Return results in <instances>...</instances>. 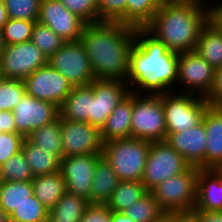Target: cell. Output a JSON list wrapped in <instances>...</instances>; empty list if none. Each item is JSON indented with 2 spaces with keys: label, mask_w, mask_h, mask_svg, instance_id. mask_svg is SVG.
Listing matches in <instances>:
<instances>
[{
  "label": "cell",
  "mask_w": 222,
  "mask_h": 222,
  "mask_svg": "<svg viewBox=\"0 0 222 222\" xmlns=\"http://www.w3.org/2000/svg\"><path fill=\"white\" fill-rule=\"evenodd\" d=\"M37 21L48 26L65 42L79 41L86 26L58 0H41Z\"/></svg>",
  "instance_id": "ac0fdd59"
},
{
  "label": "cell",
  "mask_w": 222,
  "mask_h": 222,
  "mask_svg": "<svg viewBox=\"0 0 222 222\" xmlns=\"http://www.w3.org/2000/svg\"><path fill=\"white\" fill-rule=\"evenodd\" d=\"M210 3V20L222 32V2L218 5Z\"/></svg>",
  "instance_id": "f6af8a7d"
},
{
  "label": "cell",
  "mask_w": 222,
  "mask_h": 222,
  "mask_svg": "<svg viewBox=\"0 0 222 222\" xmlns=\"http://www.w3.org/2000/svg\"><path fill=\"white\" fill-rule=\"evenodd\" d=\"M63 158L78 155L102 154L103 141L99 127L88 122L62 119Z\"/></svg>",
  "instance_id": "4fadbf2b"
},
{
  "label": "cell",
  "mask_w": 222,
  "mask_h": 222,
  "mask_svg": "<svg viewBox=\"0 0 222 222\" xmlns=\"http://www.w3.org/2000/svg\"><path fill=\"white\" fill-rule=\"evenodd\" d=\"M86 24L98 23V0H58Z\"/></svg>",
  "instance_id": "f35d334b"
},
{
  "label": "cell",
  "mask_w": 222,
  "mask_h": 222,
  "mask_svg": "<svg viewBox=\"0 0 222 222\" xmlns=\"http://www.w3.org/2000/svg\"><path fill=\"white\" fill-rule=\"evenodd\" d=\"M207 4L196 0H166L145 28L170 51L193 52L201 30L210 20Z\"/></svg>",
  "instance_id": "3957f363"
},
{
  "label": "cell",
  "mask_w": 222,
  "mask_h": 222,
  "mask_svg": "<svg viewBox=\"0 0 222 222\" xmlns=\"http://www.w3.org/2000/svg\"><path fill=\"white\" fill-rule=\"evenodd\" d=\"M6 42L3 36V31L2 29H0V56L2 55V53L4 52L5 48H6Z\"/></svg>",
  "instance_id": "f907efd6"
},
{
  "label": "cell",
  "mask_w": 222,
  "mask_h": 222,
  "mask_svg": "<svg viewBox=\"0 0 222 222\" xmlns=\"http://www.w3.org/2000/svg\"><path fill=\"white\" fill-rule=\"evenodd\" d=\"M112 222H134L122 211H112Z\"/></svg>",
  "instance_id": "bcb514c9"
},
{
  "label": "cell",
  "mask_w": 222,
  "mask_h": 222,
  "mask_svg": "<svg viewBox=\"0 0 222 222\" xmlns=\"http://www.w3.org/2000/svg\"><path fill=\"white\" fill-rule=\"evenodd\" d=\"M166 137L161 96L132 92L131 138L158 142Z\"/></svg>",
  "instance_id": "8992f818"
},
{
  "label": "cell",
  "mask_w": 222,
  "mask_h": 222,
  "mask_svg": "<svg viewBox=\"0 0 222 222\" xmlns=\"http://www.w3.org/2000/svg\"><path fill=\"white\" fill-rule=\"evenodd\" d=\"M27 138L38 148L63 159L60 116L45 126L33 130Z\"/></svg>",
  "instance_id": "f1b7e54d"
},
{
  "label": "cell",
  "mask_w": 222,
  "mask_h": 222,
  "mask_svg": "<svg viewBox=\"0 0 222 222\" xmlns=\"http://www.w3.org/2000/svg\"><path fill=\"white\" fill-rule=\"evenodd\" d=\"M206 130V169L222 164V107L209 106L203 116Z\"/></svg>",
  "instance_id": "44dd1931"
},
{
  "label": "cell",
  "mask_w": 222,
  "mask_h": 222,
  "mask_svg": "<svg viewBox=\"0 0 222 222\" xmlns=\"http://www.w3.org/2000/svg\"><path fill=\"white\" fill-rule=\"evenodd\" d=\"M8 18L37 21L41 0H3Z\"/></svg>",
  "instance_id": "74e56055"
},
{
  "label": "cell",
  "mask_w": 222,
  "mask_h": 222,
  "mask_svg": "<svg viewBox=\"0 0 222 222\" xmlns=\"http://www.w3.org/2000/svg\"><path fill=\"white\" fill-rule=\"evenodd\" d=\"M47 64V56L32 41L7 45L0 56V73L2 78L25 80Z\"/></svg>",
  "instance_id": "8fae6325"
},
{
  "label": "cell",
  "mask_w": 222,
  "mask_h": 222,
  "mask_svg": "<svg viewBox=\"0 0 222 222\" xmlns=\"http://www.w3.org/2000/svg\"><path fill=\"white\" fill-rule=\"evenodd\" d=\"M34 196L50 210L66 192L65 180L61 172L35 176L32 179Z\"/></svg>",
  "instance_id": "d4e9b609"
},
{
  "label": "cell",
  "mask_w": 222,
  "mask_h": 222,
  "mask_svg": "<svg viewBox=\"0 0 222 222\" xmlns=\"http://www.w3.org/2000/svg\"><path fill=\"white\" fill-rule=\"evenodd\" d=\"M214 170L222 178V164L218 165Z\"/></svg>",
  "instance_id": "f5cc1de1"
},
{
  "label": "cell",
  "mask_w": 222,
  "mask_h": 222,
  "mask_svg": "<svg viewBox=\"0 0 222 222\" xmlns=\"http://www.w3.org/2000/svg\"><path fill=\"white\" fill-rule=\"evenodd\" d=\"M205 99L210 106L222 107V67L215 70L212 88Z\"/></svg>",
  "instance_id": "b9f144b4"
},
{
  "label": "cell",
  "mask_w": 222,
  "mask_h": 222,
  "mask_svg": "<svg viewBox=\"0 0 222 222\" xmlns=\"http://www.w3.org/2000/svg\"><path fill=\"white\" fill-rule=\"evenodd\" d=\"M25 93L24 80L2 78L0 80V111H13Z\"/></svg>",
  "instance_id": "8d00e7d4"
},
{
  "label": "cell",
  "mask_w": 222,
  "mask_h": 222,
  "mask_svg": "<svg viewBox=\"0 0 222 222\" xmlns=\"http://www.w3.org/2000/svg\"><path fill=\"white\" fill-rule=\"evenodd\" d=\"M190 164L165 141L151 142L141 182L148 191L185 172Z\"/></svg>",
  "instance_id": "9c48e42d"
},
{
  "label": "cell",
  "mask_w": 222,
  "mask_h": 222,
  "mask_svg": "<svg viewBox=\"0 0 222 222\" xmlns=\"http://www.w3.org/2000/svg\"><path fill=\"white\" fill-rule=\"evenodd\" d=\"M159 95L162 98L167 136L200 124L210 106L205 97L183 93L181 90Z\"/></svg>",
  "instance_id": "52a82bcc"
},
{
  "label": "cell",
  "mask_w": 222,
  "mask_h": 222,
  "mask_svg": "<svg viewBox=\"0 0 222 222\" xmlns=\"http://www.w3.org/2000/svg\"><path fill=\"white\" fill-rule=\"evenodd\" d=\"M132 92L123 98L102 126L103 143L131 138Z\"/></svg>",
  "instance_id": "7402d4cb"
},
{
  "label": "cell",
  "mask_w": 222,
  "mask_h": 222,
  "mask_svg": "<svg viewBox=\"0 0 222 222\" xmlns=\"http://www.w3.org/2000/svg\"><path fill=\"white\" fill-rule=\"evenodd\" d=\"M120 180L102 158L96 165L91 185V204H107Z\"/></svg>",
  "instance_id": "484cf974"
},
{
  "label": "cell",
  "mask_w": 222,
  "mask_h": 222,
  "mask_svg": "<svg viewBox=\"0 0 222 222\" xmlns=\"http://www.w3.org/2000/svg\"><path fill=\"white\" fill-rule=\"evenodd\" d=\"M159 222H174V215H165Z\"/></svg>",
  "instance_id": "816d5d0a"
},
{
  "label": "cell",
  "mask_w": 222,
  "mask_h": 222,
  "mask_svg": "<svg viewBox=\"0 0 222 222\" xmlns=\"http://www.w3.org/2000/svg\"><path fill=\"white\" fill-rule=\"evenodd\" d=\"M147 192L141 181H120L106 205L111 211H124Z\"/></svg>",
  "instance_id": "4dcf8cb0"
},
{
  "label": "cell",
  "mask_w": 222,
  "mask_h": 222,
  "mask_svg": "<svg viewBox=\"0 0 222 222\" xmlns=\"http://www.w3.org/2000/svg\"><path fill=\"white\" fill-rule=\"evenodd\" d=\"M177 76L178 53L170 51L146 28H136L126 78L129 91L158 95L175 91Z\"/></svg>",
  "instance_id": "6da1fadb"
},
{
  "label": "cell",
  "mask_w": 222,
  "mask_h": 222,
  "mask_svg": "<svg viewBox=\"0 0 222 222\" xmlns=\"http://www.w3.org/2000/svg\"><path fill=\"white\" fill-rule=\"evenodd\" d=\"M3 181L31 182L35 177L22 151L0 166Z\"/></svg>",
  "instance_id": "d6a6232c"
},
{
  "label": "cell",
  "mask_w": 222,
  "mask_h": 222,
  "mask_svg": "<svg viewBox=\"0 0 222 222\" xmlns=\"http://www.w3.org/2000/svg\"><path fill=\"white\" fill-rule=\"evenodd\" d=\"M2 183H3V180H2V177H1V174H0V188H1Z\"/></svg>",
  "instance_id": "db71d44e"
},
{
  "label": "cell",
  "mask_w": 222,
  "mask_h": 222,
  "mask_svg": "<svg viewBox=\"0 0 222 222\" xmlns=\"http://www.w3.org/2000/svg\"><path fill=\"white\" fill-rule=\"evenodd\" d=\"M16 133L25 138L38 128L51 123L60 116L59 107L25 93L13 109Z\"/></svg>",
  "instance_id": "2e32d148"
},
{
  "label": "cell",
  "mask_w": 222,
  "mask_h": 222,
  "mask_svg": "<svg viewBox=\"0 0 222 222\" xmlns=\"http://www.w3.org/2000/svg\"><path fill=\"white\" fill-rule=\"evenodd\" d=\"M0 133H16L13 111H0Z\"/></svg>",
  "instance_id": "ee69618b"
},
{
  "label": "cell",
  "mask_w": 222,
  "mask_h": 222,
  "mask_svg": "<svg viewBox=\"0 0 222 222\" xmlns=\"http://www.w3.org/2000/svg\"><path fill=\"white\" fill-rule=\"evenodd\" d=\"M49 210L34 196L18 206L11 214L14 222H48Z\"/></svg>",
  "instance_id": "836d02e7"
},
{
  "label": "cell",
  "mask_w": 222,
  "mask_h": 222,
  "mask_svg": "<svg viewBox=\"0 0 222 222\" xmlns=\"http://www.w3.org/2000/svg\"><path fill=\"white\" fill-rule=\"evenodd\" d=\"M10 215L0 206V222H9Z\"/></svg>",
  "instance_id": "681fc988"
},
{
  "label": "cell",
  "mask_w": 222,
  "mask_h": 222,
  "mask_svg": "<svg viewBox=\"0 0 222 222\" xmlns=\"http://www.w3.org/2000/svg\"><path fill=\"white\" fill-rule=\"evenodd\" d=\"M102 158V154L64 157L60 162V172L65 180L66 191L87 199L91 204L94 170Z\"/></svg>",
  "instance_id": "9a60e30c"
},
{
  "label": "cell",
  "mask_w": 222,
  "mask_h": 222,
  "mask_svg": "<svg viewBox=\"0 0 222 222\" xmlns=\"http://www.w3.org/2000/svg\"><path fill=\"white\" fill-rule=\"evenodd\" d=\"M174 222H194L188 215H174Z\"/></svg>",
  "instance_id": "c3c4849f"
},
{
  "label": "cell",
  "mask_w": 222,
  "mask_h": 222,
  "mask_svg": "<svg viewBox=\"0 0 222 222\" xmlns=\"http://www.w3.org/2000/svg\"><path fill=\"white\" fill-rule=\"evenodd\" d=\"M24 140L19 133H0V166L22 151Z\"/></svg>",
  "instance_id": "ab89813d"
},
{
  "label": "cell",
  "mask_w": 222,
  "mask_h": 222,
  "mask_svg": "<svg viewBox=\"0 0 222 222\" xmlns=\"http://www.w3.org/2000/svg\"><path fill=\"white\" fill-rule=\"evenodd\" d=\"M166 0H98V23L120 22L145 28Z\"/></svg>",
  "instance_id": "ba28073f"
},
{
  "label": "cell",
  "mask_w": 222,
  "mask_h": 222,
  "mask_svg": "<svg viewBox=\"0 0 222 222\" xmlns=\"http://www.w3.org/2000/svg\"><path fill=\"white\" fill-rule=\"evenodd\" d=\"M36 22L9 18L2 28L6 45L31 41L32 31Z\"/></svg>",
  "instance_id": "d590c367"
},
{
  "label": "cell",
  "mask_w": 222,
  "mask_h": 222,
  "mask_svg": "<svg viewBox=\"0 0 222 222\" xmlns=\"http://www.w3.org/2000/svg\"><path fill=\"white\" fill-rule=\"evenodd\" d=\"M196 1H200V2H203V3H207V2H204V0H196ZM206 1V0H205Z\"/></svg>",
  "instance_id": "11a10c76"
},
{
  "label": "cell",
  "mask_w": 222,
  "mask_h": 222,
  "mask_svg": "<svg viewBox=\"0 0 222 222\" xmlns=\"http://www.w3.org/2000/svg\"><path fill=\"white\" fill-rule=\"evenodd\" d=\"M122 212L134 222H159L167 215L160 208L151 191Z\"/></svg>",
  "instance_id": "1f68e13d"
},
{
  "label": "cell",
  "mask_w": 222,
  "mask_h": 222,
  "mask_svg": "<svg viewBox=\"0 0 222 222\" xmlns=\"http://www.w3.org/2000/svg\"><path fill=\"white\" fill-rule=\"evenodd\" d=\"M22 152L34 176L53 174L60 171L61 160L50 152L38 148L27 137L22 145Z\"/></svg>",
  "instance_id": "83f0119b"
},
{
  "label": "cell",
  "mask_w": 222,
  "mask_h": 222,
  "mask_svg": "<svg viewBox=\"0 0 222 222\" xmlns=\"http://www.w3.org/2000/svg\"><path fill=\"white\" fill-rule=\"evenodd\" d=\"M194 51L215 70L222 67V32L211 20L201 30Z\"/></svg>",
  "instance_id": "cb8c5ba5"
},
{
  "label": "cell",
  "mask_w": 222,
  "mask_h": 222,
  "mask_svg": "<svg viewBox=\"0 0 222 222\" xmlns=\"http://www.w3.org/2000/svg\"><path fill=\"white\" fill-rule=\"evenodd\" d=\"M193 211L222 212V178L214 169H200Z\"/></svg>",
  "instance_id": "ffe728a7"
},
{
  "label": "cell",
  "mask_w": 222,
  "mask_h": 222,
  "mask_svg": "<svg viewBox=\"0 0 222 222\" xmlns=\"http://www.w3.org/2000/svg\"><path fill=\"white\" fill-rule=\"evenodd\" d=\"M24 82L28 95L51 102L59 108L73 88V85L49 64L38 68Z\"/></svg>",
  "instance_id": "5bb4252c"
},
{
  "label": "cell",
  "mask_w": 222,
  "mask_h": 222,
  "mask_svg": "<svg viewBox=\"0 0 222 222\" xmlns=\"http://www.w3.org/2000/svg\"><path fill=\"white\" fill-rule=\"evenodd\" d=\"M7 11L5 9L4 1L0 0V29L3 28L4 24L8 21Z\"/></svg>",
  "instance_id": "7dc6e473"
},
{
  "label": "cell",
  "mask_w": 222,
  "mask_h": 222,
  "mask_svg": "<svg viewBox=\"0 0 222 222\" xmlns=\"http://www.w3.org/2000/svg\"><path fill=\"white\" fill-rule=\"evenodd\" d=\"M215 69L195 51L178 54L176 85L183 93L206 97L213 85ZM183 86L185 87L184 89Z\"/></svg>",
  "instance_id": "7c38bea8"
},
{
  "label": "cell",
  "mask_w": 222,
  "mask_h": 222,
  "mask_svg": "<svg viewBox=\"0 0 222 222\" xmlns=\"http://www.w3.org/2000/svg\"><path fill=\"white\" fill-rule=\"evenodd\" d=\"M150 144L137 138L113 140L103 144L102 157L120 181H141Z\"/></svg>",
  "instance_id": "5b68a950"
},
{
  "label": "cell",
  "mask_w": 222,
  "mask_h": 222,
  "mask_svg": "<svg viewBox=\"0 0 222 222\" xmlns=\"http://www.w3.org/2000/svg\"><path fill=\"white\" fill-rule=\"evenodd\" d=\"M79 222H112V211L106 204H90Z\"/></svg>",
  "instance_id": "60d3db41"
},
{
  "label": "cell",
  "mask_w": 222,
  "mask_h": 222,
  "mask_svg": "<svg viewBox=\"0 0 222 222\" xmlns=\"http://www.w3.org/2000/svg\"><path fill=\"white\" fill-rule=\"evenodd\" d=\"M93 89L90 107V124L100 129L119 102L129 94L126 81L95 79L89 84Z\"/></svg>",
  "instance_id": "e0dca14e"
},
{
  "label": "cell",
  "mask_w": 222,
  "mask_h": 222,
  "mask_svg": "<svg viewBox=\"0 0 222 222\" xmlns=\"http://www.w3.org/2000/svg\"><path fill=\"white\" fill-rule=\"evenodd\" d=\"M136 28L120 22L86 24L80 41L95 79L126 81Z\"/></svg>",
  "instance_id": "7a4b0ae2"
},
{
  "label": "cell",
  "mask_w": 222,
  "mask_h": 222,
  "mask_svg": "<svg viewBox=\"0 0 222 222\" xmlns=\"http://www.w3.org/2000/svg\"><path fill=\"white\" fill-rule=\"evenodd\" d=\"M31 41L47 58L53 55L65 43L53 30L38 21L34 25Z\"/></svg>",
  "instance_id": "e575fe53"
},
{
  "label": "cell",
  "mask_w": 222,
  "mask_h": 222,
  "mask_svg": "<svg viewBox=\"0 0 222 222\" xmlns=\"http://www.w3.org/2000/svg\"><path fill=\"white\" fill-rule=\"evenodd\" d=\"M33 194L32 182L3 181L0 188V206L10 215Z\"/></svg>",
  "instance_id": "f546056e"
},
{
  "label": "cell",
  "mask_w": 222,
  "mask_h": 222,
  "mask_svg": "<svg viewBox=\"0 0 222 222\" xmlns=\"http://www.w3.org/2000/svg\"><path fill=\"white\" fill-rule=\"evenodd\" d=\"M93 89L90 85L73 86L72 91L59 108L60 117L70 121L88 122L90 124V107Z\"/></svg>",
  "instance_id": "603a6c76"
},
{
  "label": "cell",
  "mask_w": 222,
  "mask_h": 222,
  "mask_svg": "<svg viewBox=\"0 0 222 222\" xmlns=\"http://www.w3.org/2000/svg\"><path fill=\"white\" fill-rule=\"evenodd\" d=\"M198 173V167L190 166L185 172L166 179L151 190L167 215H188L194 210Z\"/></svg>",
  "instance_id": "277c9868"
},
{
  "label": "cell",
  "mask_w": 222,
  "mask_h": 222,
  "mask_svg": "<svg viewBox=\"0 0 222 222\" xmlns=\"http://www.w3.org/2000/svg\"><path fill=\"white\" fill-rule=\"evenodd\" d=\"M48 64L73 86H86L95 80L89 58L80 40L65 42L48 58Z\"/></svg>",
  "instance_id": "30bf717a"
},
{
  "label": "cell",
  "mask_w": 222,
  "mask_h": 222,
  "mask_svg": "<svg viewBox=\"0 0 222 222\" xmlns=\"http://www.w3.org/2000/svg\"><path fill=\"white\" fill-rule=\"evenodd\" d=\"M189 164L206 169L207 137L203 121L181 133H171L165 140Z\"/></svg>",
  "instance_id": "d6986e66"
},
{
  "label": "cell",
  "mask_w": 222,
  "mask_h": 222,
  "mask_svg": "<svg viewBox=\"0 0 222 222\" xmlns=\"http://www.w3.org/2000/svg\"><path fill=\"white\" fill-rule=\"evenodd\" d=\"M89 205L87 199L66 191L49 210L48 222H79Z\"/></svg>",
  "instance_id": "4316f807"
},
{
  "label": "cell",
  "mask_w": 222,
  "mask_h": 222,
  "mask_svg": "<svg viewBox=\"0 0 222 222\" xmlns=\"http://www.w3.org/2000/svg\"><path fill=\"white\" fill-rule=\"evenodd\" d=\"M188 216L194 222H222V212L192 211Z\"/></svg>",
  "instance_id": "7bdbcfd3"
}]
</instances>
